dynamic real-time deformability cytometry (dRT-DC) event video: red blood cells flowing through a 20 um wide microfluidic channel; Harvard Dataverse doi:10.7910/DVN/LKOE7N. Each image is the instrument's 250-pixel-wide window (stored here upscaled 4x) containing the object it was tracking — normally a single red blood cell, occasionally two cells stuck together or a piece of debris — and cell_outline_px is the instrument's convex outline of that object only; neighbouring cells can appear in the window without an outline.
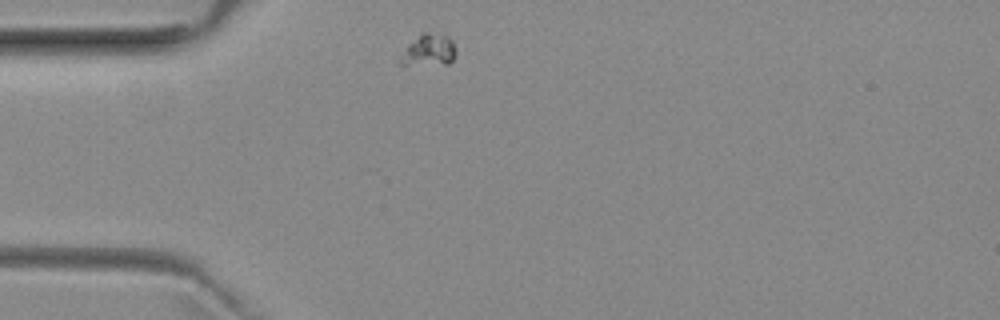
{"species": "common noctule bat (a hibernating species)", "species_latin": "Nyctalus noctula", "temperature_condition": "room temperature", "stored_images_in_passage": 29, "camera_frame_rate_fps": 3000, "um_per_image_px": 0.085, "animal": {"sex": "female", "body_mass_g": 29.2, "forearm_length_mm": 56.3}, "frame": {"image": 1, "passage_image": 1, "time_ms": 0.0, "image_size_px": [1000, 320], "cell_outline_px": [[456, 52], [452, 60], [448, 64], [396, 64], [396, 60], [408, 44], [420, 32], [428, 32], [448, 36], [452, 40], [456, 48]], "centroid_in_image_um": [36.4, 4.26], "position_along_channel_um": 48.6, "area_um2": 10.52}}